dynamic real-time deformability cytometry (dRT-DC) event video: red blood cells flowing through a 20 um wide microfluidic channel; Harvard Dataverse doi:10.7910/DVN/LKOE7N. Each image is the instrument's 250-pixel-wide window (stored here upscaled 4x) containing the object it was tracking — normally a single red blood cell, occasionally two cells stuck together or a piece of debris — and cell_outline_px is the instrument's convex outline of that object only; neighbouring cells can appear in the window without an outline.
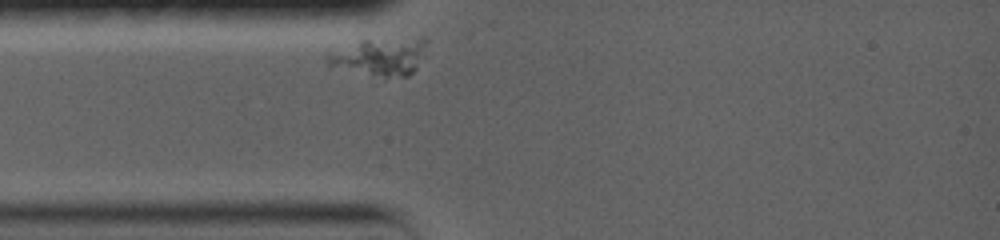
{"species": "common noctule bat (a hibernating species)", "species_latin": "Nyctalus noctula", "temperature_condition": "warm", "stored_images_in_passage": 18, "camera_frame_rate_fps": 5000, "um_per_image_px": 0.085, "animal": {"sex": "female", "body_mass_g": 19.0, "forearm_length_mm": 56.7}, "frame": {"image": 1, "passage_image": 1, "time_ms": 0.0, "image_size_px": [1000, 240], "cell_outline_px": [[428, 40], [416, 68], [408, 76], [384, 80], [328, 68], [324, 52], [328, 48], [360, 40]], "centroid_in_image_um": [32.03, 4.91], "position_along_channel_um": 53.0, "area_um2": 22.77}}
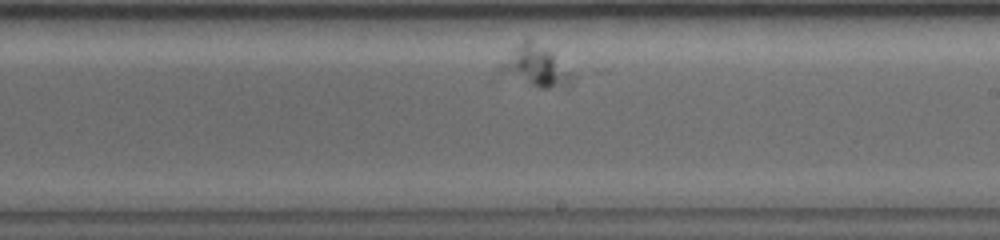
{"frame": {"image": 2, "passage_image": 11, "time_ms": 6.0, "image_size_px": [1000, 240], "cell_outline_px": [[576, 76], [572, 84], [568, 88], [540, 88], [492, 80], [496, 68], [524, 40], [528, 40], [552, 52]], "centroid_in_image_um": [45.4, 5.81], "position_along_channel_um": 243.6, "area_um2": 18.44}}
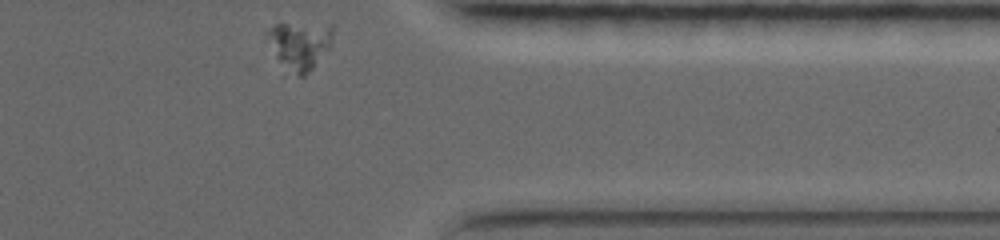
{"frame": {"image": 3, "passage_image": 18, "time_ms": 10.6, "image_size_px": [1000, 240], "cell_outline_px": [[332, 40], [328, 48], [312, 68], [304, 76], [300, 76], [280, 60], [276, 56], [268, 32], [280, 20], [332, 24]], "centroid_in_image_um": [25.54, 3.7], "position_along_channel_um": 385.9, "area_um2": 17.86}}